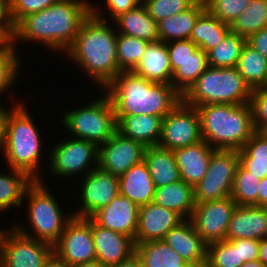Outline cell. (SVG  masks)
Returning <instances> with one entry per match:
<instances>
[{"label": "cell", "mask_w": 267, "mask_h": 267, "mask_svg": "<svg viewBox=\"0 0 267 267\" xmlns=\"http://www.w3.org/2000/svg\"><path fill=\"white\" fill-rule=\"evenodd\" d=\"M267 26V0H251L230 25L232 33L245 39Z\"/></svg>", "instance_id": "1f68e13d"}, {"label": "cell", "mask_w": 267, "mask_h": 267, "mask_svg": "<svg viewBox=\"0 0 267 267\" xmlns=\"http://www.w3.org/2000/svg\"><path fill=\"white\" fill-rule=\"evenodd\" d=\"M239 164L238 150L216 149L206 175L193 187L195 204L230 197Z\"/></svg>", "instance_id": "9c48e42d"}, {"label": "cell", "mask_w": 267, "mask_h": 267, "mask_svg": "<svg viewBox=\"0 0 267 267\" xmlns=\"http://www.w3.org/2000/svg\"><path fill=\"white\" fill-rule=\"evenodd\" d=\"M184 219L154 202L139 207L135 244L163 240L165 235Z\"/></svg>", "instance_id": "e0dca14e"}, {"label": "cell", "mask_w": 267, "mask_h": 267, "mask_svg": "<svg viewBox=\"0 0 267 267\" xmlns=\"http://www.w3.org/2000/svg\"><path fill=\"white\" fill-rule=\"evenodd\" d=\"M140 4H144L147 0H137ZM143 1V3H142Z\"/></svg>", "instance_id": "03108f58"}, {"label": "cell", "mask_w": 267, "mask_h": 267, "mask_svg": "<svg viewBox=\"0 0 267 267\" xmlns=\"http://www.w3.org/2000/svg\"><path fill=\"white\" fill-rule=\"evenodd\" d=\"M253 125L256 131H261L267 125V89H252L250 102Z\"/></svg>", "instance_id": "7bdbcfd3"}, {"label": "cell", "mask_w": 267, "mask_h": 267, "mask_svg": "<svg viewBox=\"0 0 267 267\" xmlns=\"http://www.w3.org/2000/svg\"><path fill=\"white\" fill-rule=\"evenodd\" d=\"M196 109L200 117L202 140L212 148L240 150L256 132L249 103L205 104L196 106Z\"/></svg>", "instance_id": "277c9868"}, {"label": "cell", "mask_w": 267, "mask_h": 267, "mask_svg": "<svg viewBox=\"0 0 267 267\" xmlns=\"http://www.w3.org/2000/svg\"><path fill=\"white\" fill-rule=\"evenodd\" d=\"M53 253L71 266L95 261L91 218L73 216L53 246Z\"/></svg>", "instance_id": "8fae6325"}, {"label": "cell", "mask_w": 267, "mask_h": 267, "mask_svg": "<svg viewBox=\"0 0 267 267\" xmlns=\"http://www.w3.org/2000/svg\"><path fill=\"white\" fill-rule=\"evenodd\" d=\"M105 2L112 19L135 9L140 4L137 0H106Z\"/></svg>", "instance_id": "681fc988"}, {"label": "cell", "mask_w": 267, "mask_h": 267, "mask_svg": "<svg viewBox=\"0 0 267 267\" xmlns=\"http://www.w3.org/2000/svg\"><path fill=\"white\" fill-rule=\"evenodd\" d=\"M153 202L161 207L178 213L183 219L191 218L194 202V190L184 180L155 188Z\"/></svg>", "instance_id": "484cf974"}, {"label": "cell", "mask_w": 267, "mask_h": 267, "mask_svg": "<svg viewBox=\"0 0 267 267\" xmlns=\"http://www.w3.org/2000/svg\"><path fill=\"white\" fill-rule=\"evenodd\" d=\"M258 260L267 267V238L260 240Z\"/></svg>", "instance_id": "6f0895ef"}, {"label": "cell", "mask_w": 267, "mask_h": 267, "mask_svg": "<svg viewBox=\"0 0 267 267\" xmlns=\"http://www.w3.org/2000/svg\"><path fill=\"white\" fill-rule=\"evenodd\" d=\"M117 131L141 142L145 147L158 145L161 138L162 117L151 115H116Z\"/></svg>", "instance_id": "d4e9b609"}, {"label": "cell", "mask_w": 267, "mask_h": 267, "mask_svg": "<svg viewBox=\"0 0 267 267\" xmlns=\"http://www.w3.org/2000/svg\"><path fill=\"white\" fill-rule=\"evenodd\" d=\"M144 161L148 166L155 188L180 180L179 169L172 150L158 145L147 146L144 152Z\"/></svg>", "instance_id": "4316f807"}, {"label": "cell", "mask_w": 267, "mask_h": 267, "mask_svg": "<svg viewBox=\"0 0 267 267\" xmlns=\"http://www.w3.org/2000/svg\"><path fill=\"white\" fill-rule=\"evenodd\" d=\"M0 21H10L9 0H0Z\"/></svg>", "instance_id": "680465c9"}, {"label": "cell", "mask_w": 267, "mask_h": 267, "mask_svg": "<svg viewBox=\"0 0 267 267\" xmlns=\"http://www.w3.org/2000/svg\"><path fill=\"white\" fill-rule=\"evenodd\" d=\"M251 93L252 89L236 67L208 66L181 95V100L194 107L205 104L241 105L250 102Z\"/></svg>", "instance_id": "5b68a950"}, {"label": "cell", "mask_w": 267, "mask_h": 267, "mask_svg": "<svg viewBox=\"0 0 267 267\" xmlns=\"http://www.w3.org/2000/svg\"><path fill=\"white\" fill-rule=\"evenodd\" d=\"M258 206L267 207V177L259 182Z\"/></svg>", "instance_id": "db71d44e"}, {"label": "cell", "mask_w": 267, "mask_h": 267, "mask_svg": "<svg viewBox=\"0 0 267 267\" xmlns=\"http://www.w3.org/2000/svg\"><path fill=\"white\" fill-rule=\"evenodd\" d=\"M230 32L229 25L221 22L206 9L197 19L190 40L207 53L217 47Z\"/></svg>", "instance_id": "f546056e"}, {"label": "cell", "mask_w": 267, "mask_h": 267, "mask_svg": "<svg viewBox=\"0 0 267 267\" xmlns=\"http://www.w3.org/2000/svg\"><path fill=\"white\" fill-rule=\"evenodd\" d=\"M106 88L115 115L164 118L181 101V94L172 85L155 83L133 72H120Z\"/></svg>", "instance_id": "3957f363"}, {"label": "cell", "mask_w": 267, "mask_h": 267, "mask_svg": "<svg viewBox=\"0 0 267 267\" xmlns=\"http://www.w3.org/2000/svg\"><path fill=\"white\" fill-rule=\"evenodd\" d=\"M7 235V232L5 233V231H1L0 230V265L2 263V258H3V244H4V240L5 237Z\"/></svg>", "instance_id": "6125c7cd"}, {"label": "cell", "mask_w": 267, "mask_h": 267, "mask_svg": "<svg viewBox=\"0 0 267 267\" xmlns=\"http://www.w3.org/2000/svg\"><path fill=\"white\" fill-rule=\"evenodd\" d=\"M52 254V245L25 236L13 228L7 231L0 267H44Z\"/></svg>", "instance_id": "4fadbf2b"}, {"label": "cell", "mask_w": 267, "mask_h": 267, "mask_svg": "<svg viewBox=\"0 0 267 267\" xmlns=\"http://www.w3.org/2000/svg\"><path fill=\"white\" fill-rule=\"evenodd\" d=\"M166 44L173 73L176 71V62L186 61L192 57L194 52L199 48L190 39L175 40L167 42Z\"/></svg>", "instance_id": "bcb514c9"}, {"label": "cell", "mask_w": 267, "mask_h": 267, "mask_svg": "<svg viewBox=\"0 0 267 267\" xmlns=\"http://www.w3.org/2000/svg\"><path fill=\"white\" fill-rule=\"evenodd\" d=\"M135 251L140 256L143 267H194L163 240L135 244Z\"/></svg>", "instance_id": "4dcf8cb0"}, {"label": "cell", "mask_w": 267, "mask_h": 267, "mask_svg": "<svg viewBox=\"0 0 267 267\" xmlns=\"http://www.w3.org/2000/svg\"><path fill=\"white\" fill-rule=\"evenodd\" d=\"M163 241L174 249L181 258L194 267H205L207 244L197 233L191 219H185L173 227Z\"/></svg>", "instance_id": "ffe728a7"}, {"label": "cell", "mask_w": 267, "mask_h": 267, "mask_svg": "<svg viewBox=\"0 0 267 267\" xmlns=\"http://www.w3.org/2000/svg\"><path fill=\"white\" fill-rule=\"evenodd\" d=\"M51 152V170L60 176L74 175L82 172L88 167L89 162L94 159L98 165L99 147L87 140L72 139L57 143Z\"/></svg>", "instance_id": "2e32d148"}, {"label": "cell", "mask_w": 267, "mask_h": 267, "mask_svg": "<svg viewBox=\"0 0 267 267\" xmlns=\"http://www.w3.org/2000/svg\"><path fill=\"white\" fill-rule=\"evenodd\" d=\"M239 239L221 240L207 245L205 267H240Z\"/></svg>", "instance_id": "8d00e7d4"}, {"label": "cell", "mask_w": 267, "mask_h": 267, "mask_svg": "<svg viewBox=\"0 0 267 267\" xmlns=\"http://www.w3.org/2000/svg\"><path fill=\"white\" fill-rule=\"evenodd\" d=\"M40 180L34 182L26 189L25 195L28 196V216L29 222L34 230L35 236L27 234L21 226H15L21 234L34 238L54 246L63 231L66 224L74 215L63 216L62 211L57 204V200L49 193L44 183ZM30 199V200H29Z\"/></svg>", "instance_id": "52a82bcc"}, {"label": "cell", "mask_w": 267, "mask_h": 267, "mask_svg": "<svg viewBox=\"0 0 267 267\" xmlns=\"http://www.w3.org/2000/svg\"><path fill=\"white\" fill-rule=\"evenodd\" d=\"M132 72L146 80L171 85L173 72L167 44L162 41L149 43Z\"/></svg>", "instance_id": "603a6c76"}, {"label": "cell", "mask_w": 267, "mask_h": 267, "mask_svg": "<svg viewBox=\"0 0 267 267\" xmlns=\"http://www.w3.org/2000/svg\"><path fill=\"white\" fill-rule=\"evenodd\" d=\"M100 15L92 5L90 15L82 22L67 53L87 75L106 89L121 72L117 61L118 33Z\"/></svg>", "instance_id": "7a4b0ae2"}, {"label": "cell", "mask_w": 267, "mask_h": 267, "mask_svg": "<svg viewBox=\"0 0 267 267\" xmlns=\"http://www.w3.org/2000/svg\"><path fill=\"white\" fill-rule=\"evenodd\" d=\"M215 150L204 140L174 150L180 179L194 187L206 175L210 157Z\"/></svg>", "instance_id": "7402d4cb"}, {"label": "cell", "mask_w": 267, "mask_h": 267, "mask_svg": "<svg viewBox=\"0 0 267 267\" xmlns=\"http://www.w3.org/2000/svg\"><path fill=\"white\" fill-rule=\"evenodd\" d=\"M262 88H266L267 89V77H266V80H265L264 85L262 86Z\"/></svg>", "instance_id": "e7e4bbea"}, {"label": "cell", "mask_w": 267, "mask_h": 267, "mask_svg": "<svg viewBox=\"0 0 267 267\" xmlns=\"http://www.w3.org/2000/svg\"><path fill=\"white\" fill-rule=\"evenodd\" d=\"M260 240L239 239L240 260L245 262L255 261L259 255Z\"/></svg>", "instance_id": "c3c4849f"}, {"label": "cell", "mask_w": 267, "mask_h": 267, "mask_svg": "<svg viewBox=\"0 0 267 267\" xmlns=\"http://www.w3.org/2000/svg\"><path fill=\"white\" fill-rule=\"evenodd\" d=\"M96 260L104 266L120 263L135 252L134 240L125 234L101 227L91 219Z\"/></svg>", "instance_id": "d6986e66"}, {"label": "cell", "mask_w": 267, "mask_h": 267, "mask_svg": "<svg viewBox=\"0 0 267 267\" xmlns=\"http://www.w3.org/2000/svg\"><path fill=\"white\" fill-rule=\"evenodd\" d=\"M72 267H106V266L101 264L99 261L95 260V261H92V262H86V263L77 264V265H74Z\"/></svg>", "instance_id": "91938a15"}, {"label": "cell", "mask_w": 267, "mask_h": 267, "mask_svg": "<svg viewBox=\"0 0 267 267\" xmlns=\"http://www.w3.org/2000/svg\"><path fill=\"white\" fill-rule=\"evenodd\" d=\"M118 181L119 194L126 196L137 206L153 202L155 186L144 160L129 168Z\"/></svg>", "instance_id": "cb8c5ba5"}, {"label": "cell", "mask_w": 267, "mask_h": 267, "mask_svg": "<svg viewBox=\"0 0 267 267\" xmlns=\"http://www.w3.org/2000/svg\"><path fill=\"white\" fill-rule=\"evenodd\" d=\"M246 43L267 58V26L257 33L250 35L246 39Z\"/></svg>", "instance_id": "f907efd6"}, {"label": "cell", "mask_w": 267, "mask_h": 267, "mask_svg": "<svg viewBox=\"0 0 267 267\" xmlns=\"http://www.w3.org/2000/svg\"><path fill=\"white\" fill-rule=\"evenodd\" d=\"M90 13L91 3L60 0L40 12L23 17L13 27L14 41L34 40L44 43L50 49L67 51Z\"/></svg>", "instance_id": "6da1fadb"}, {"label": "cell", "mask_w": 267, "mask_h": 267, "mask_svg": "<svg viewBox=\"0 0 267 267\" xmlns=\"http://www.w3.org/2000/svg\"><path fill=\"white\" fill-rule=\"evenodd\" d=\"M114 20L122 29L118 30L119 34L134 36L149 43L159 41L157 22L149 15L143 4L120 14Z\"/></svg>", "instance_id": "f1b7e54d"}, {"label": "cell", "mask_w": 267, "mask_h": 267, "mask_svg": "<svg viewBox=\"0 0 267 267\" xmlns=\"http://www.w3.org/2000/svg\"><path fill=\"white\" fill-rule=\"evenodd\" d=\"M240 267H266V266L257 259L255 261L245 262Z\"/></svg>", "instance_id": "94428289"}, {"label": "cell", "mask_w": 267, "mask_h": 267, "mask_svg": "<svg viewBox=\"0 0 267 267\" xmlns=\"http://www.w3.org/2000/svg\"><path fill=\"white\" fill-rule=\"evenodd\" d=\"M239 158H254V161H267V137L256 131L238 150Z\"/></svg>", "instance_id": "ee69618b"}, {"label": "cell", "mask_w": 267, "mask_h": 267, "mask_svg": "<svg viewBox=\"0 0 267 267\" xmlns=\"http://www.w3.org/2000/svg\"><path fill=\"white\" fill-rule=\"evenodd\" d=\"M236 68L251 89L264 85L267 77V58L247 43L242 48Z\"/></svg>", "instance_id": "d6a6232c"}, {"label": "cell", "mask_w": 267, "mask_h": 267, "mask_svg": "<svg viewBox=\"0 0 267 267\" xmlns=\"http://www.w3.org/2000/svg\"><path fill=\"white\" fill-rule=\"evenodd\" d=\"M63 118V124L76 139L90 141L98 147L117 132L115 110L107 94L88 106L66 113Z\"/></svg>", "instance_id": "ba28073f"}, {"label": "cell", "mask_w": 267, "mask_h": 267, "mask_svg": "<svg viewBox=\"0 0 267 267\" xmlns=\"http://www.w3.org/2000/svg\"><path fill=\"white\" fill-rule=\"evenodd\" d=\"M60 0H9V17L14 27L26 15L41 10L59 2Z\"/></svg>", "instance_id": "b9f144b4"}, {"label": "cell", "mask_w": 267, "mask_h": 267, "mask_svg": "<svg viewBox=\"0 0 267 267\" xmlns=\"http://www.w3.org/2000/svg\"><path fill=\"white\" fill-rule=\"evenodd\" d=\"M145 146L116 132L99 146L98 165L120 177L129 168L144 160Z\"/></svg>", "instance_id": "9a60e30c"}, {"label": "cell", "mask_w": 267, "mask_h": 267, "mask_svg": "<svg viewBox=\"0 0 267 267\" xmlns=\"http://www.w3.org/2000/svg\"><path fill=\"white\" fill-rule=\"evenodd\" d=\"M94 167L84 173L86 176L81 191L83 206L82 210L73 214L75 217L90 218L119 195L118 177L99 165Z\"/></svg>", "instance_id": "5bb4252c"}, {"label": "cell", "mask_w": 267, "mask_h": 267, "mask_svg": "<svg viewBox=\"0 0 267 267\" xmlns=\"http://www.w3.org/2000/svg\"><path fill=\"white\" fill-rule=\"evenodd\" d=\"M0 106V147H4L5 143V131H6V120L8 117L9 110Z\"/></svg>", "instance_id": "11a10c76"}, {"label": "cell", "mask_w": 267, "mask_h": 267, "mask_svg": "<svg viewBox=\"0 0 267 267\" xmlns=\"http://www.w3.org/2000/svg\"><path fill=\"white\" fill-rule=\"evenodd\" d=\"M149 42L134 36H117V61L121 72H132L139 64Z\"/></svg>", "instance_id": "74e56055"}, {"label": "cell", "mask_w": 267, "mask_h": 267, "mask_svg": "<svg viewBox=\"0 0 267 267\" xmlns=\"http://www.w3.org/2000/svg\"><path fill=\"white\" fill-rule=\"evenodd\" d=\"M260 178L239 164L233 183L231 198L237 205L258 206V190Z\"/></svg>", "instance_id": "f35d334b"}, {"label": "cell", "mask_w": 267, "mask_h": 267, "mask_svg": "<svg viewBox=\"0 0 267 267\" xmlns=\"http://www.w3.org/2000/svg\"><path fill=\"white\" fill-rule=\"evenodd\" d=\"M206 10L204 0H199L185 12L167 17L157 22L159 41L170 42L190 39V35L199 16Z\"/></svg>", "instance_id": "83f0119b"}, {"label": "cell", "mask_w": 267, "mask_h": 267, "mask_svg": "<svg viewBox=\"0 0 267 267\" xmlns=\"http://www.w3.org/2000/svg\"><path fill=\"white\" fill-rule=\"evenodd\" d=\"M12 175H0V211L20 206L26 189L34 180L25 172L11 169Z\"/></svg>", "instance_id": "836d02e7"}, {"label": "cell", "mask_w": 267, "mask_h": 267, "mask_svg": "<svg viewBox=\"0 0 267 267\" xmlns=\"http://www.w3.org/2000/svg\"><path fill=\"white\" fill-rule=\"evenodd\" d=\"M107 267H143V264L140 256L135 251L120 263Z\"/></svg>", "instance_id": "f5cc1de1"}, {"label": "cell", "mask_w": 267, "mask_h": 267, "mask_svg": "<svg viewBox=\"0 0 267 267\" xmlns=\"http://www.w3.org/2000/svg\"><path fill=\"white\" fill-rule=\"evenodd\" d=\"M202 141L200 117L196 107L182 100L162 119L158 146L172 151Z\"/></svg>", "instance_id": "30bf717a"}, {"label": "cell", "mask_w": 267, "mask_h": 267, "mask_svg": "<svg viewBox=\"0 0 267 267\" xmlns=\"http://www.w3.org/2000/svg\"><path fill=\"white\" fill-rule=\"evenodd\" d=\"M16 105L10 109L12 111L6 120L4 156L10 168L27 173L33 180H40L38 172H35L41 160L39 130L24 105Z\"/></svg>", "instance_id": "8992f818"}, {"label": "cell", "mask_w": 267, "mask_h": 267, "mask_svg": "<svg viewBox=\"0 0 267 267\" xmlns=\"http://www.w3.org/2000/svg\"><path fill=\"white\" fill-rule=\"evenodd\" d=\"M236 207L237 204L231 196L222 200L195 204L190 219L207 245L226 240L229 222Z\"/></svg>", "instance_id": "7c38bea8"}, {"label": "cell", "mask_w": 267, "mask_h": 267, "mask_svg": "<svg viewBox=\"0 0 267 267\" xmlns=\"http://www.w3.org/2000/svg\"><path fill=\"white\" fill-rule=\"evenodd\" d=\"M206 9L221 22L231 25L251 0H204Z\"/></svg>", "instance_id": "60d3db41"}, {"label": "cell", "mask_w": 267, "mask_h": 267, "mask_svg": "<svg viewBox=\"0 0 267 267\" xmlns=\"http://www.w3.org/2000/svg\"><path fill=\"white\" fill-rule=\"evenodd\" d=\"M208 67L207 53L198 48L192 57L176 62L171 85L182 95Z\"/></svg>", "instance_id": "e575fe53"}, {"label": "cell", "mask_w": 267, "mask_h": 267, "mask_svg": "<svg viewBox=\"0 0 267 267\" xmlns=\"http://www.w3.org/2000/svg\"><path fill=\"white\" fill-rule=\"evenodd\" d=\"M139 206L119 194L107 206L95 212L90 218L101 227L135 239L138 226Z\"/></svg>", "instance_id": "ac0fdd59"}, {"label": "cell", "mask_w": 267, "mask_h": 267, "mask_svg": "<svg viewBox=\"0 0 267 267\" xmlns=\"http://www.w3.org/2000/svg\"><path fill=\"white\" fill-rule=\"evenodd\" d=\"M14 45V30L11 21H0V54L16 52Z\"/></svg>", "instance_id": "7dc6e473"}, {"label": "cell", "mask_w": 267, "mask_h": 267, "mask_svg": "<svg viewBox=\"0 0 267 267\" xmlns=\"http://www.w3.org/2000/svg\"><path fill=\"white\" fill-rule=\"evenodd\" d=\"M16 52H4L0 54V93L7 90L15 82L19 61Z\"/></svg>", "instance_id": "f6af8a7d"}, {"label": "cell", "mask_w": 267, "mask_h": 267, "mask_svg": "<svg viewBox=\"0 0 267 267\" xmlns=\"http://www.w3.org/2000/svg\"><path fill=\"white\" fill-rule=\"evenodd\" d=\"M199 0H147L143 5L156 21L175 16L193 7Z\"/></svg>", "instance_id": "ab89813d"}, {"label": "cell", "mask_w": 267, "mask_h": 267, "mask_svg": "<svg viewBox=\"0 0 267 267\" xmlns=\"http://www.w3.org/2000/svg\"><path fill=\"white\" fill-rule=\"evenodd\" d=\"M44 267H72L66 261L60 259L56 254H52L46 261Z\"/></svg>", "instance_id": "9f6ffc18"}, {"label": "cell", "mask_w": 267, "mask_h": 267, "mask_svg": "<svg viewBox=\"0 0 267 267\" xmlns=\"http://www.w3.org/2000/svg\"><path fill=\"white\" fill-rule=\"evenodd\" d=\"M260 132L267 137V125Z\"/></svg>", "instance_id": "be15d7a7"}, {"label": "cell", "mask_w": 267, "mask_h": 267, "mask_svg": "<svg viewBox=\"0 0 267 267\" xmlns=\"http://www.w3.org/2000/svg\"><path fill=\"white\" fill-rule=\"evenodd\" d=\"M240 164L260 179L267 177V161H254V158H239Z\"/></svg>", "instance_id": "816d5d0a"}, {"label": "cell", "mask_w": 267, "mask_h": 267, "mask_svg": "<svg viewBox=\"0 0 267 267\" xmlns=\"http://www.w3.org/2000/svg\"><path fill=\"white\" fill-rule=\"evenodd\" d=\"M261 240L267 238V207L237 205L226 234V240Z\"/></svg>", "instance_id": "44dd1931"}, {"label": "cell", "mask_w": 267, "mask_h": 267, "mask_svg": "<svg viewBox=\"0 0 267 267\" xmlns=\"http://www.w3.org/2000/svg\"><path fill=\"white\" fill-rule=\"evenodd\" d=\"M246 39L230 32L220 44L207 52L208 66L216 68L236 67Z\"/></svg>", "instance_id": "d590c367"}]
</instances>
